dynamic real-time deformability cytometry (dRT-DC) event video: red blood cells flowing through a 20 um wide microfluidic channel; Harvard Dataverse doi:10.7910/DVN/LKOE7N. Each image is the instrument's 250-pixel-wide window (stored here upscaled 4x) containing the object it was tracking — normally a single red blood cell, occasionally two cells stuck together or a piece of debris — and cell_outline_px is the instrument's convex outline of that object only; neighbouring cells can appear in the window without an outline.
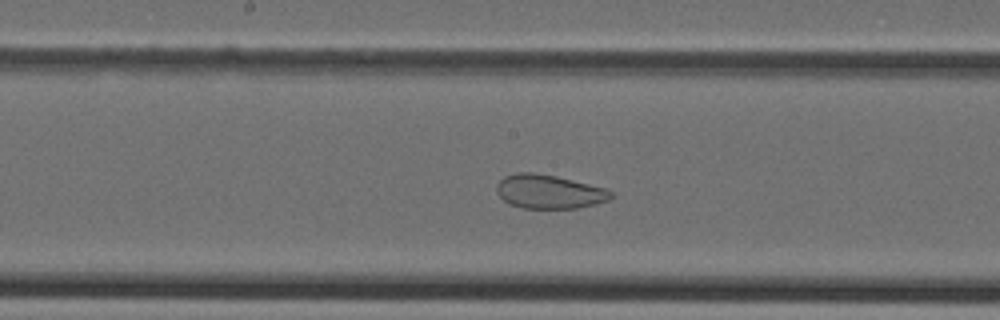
{"species": "Egyptian fruit bat (a non-hibernating species)", "species_latin": "Rousettus aegyptiacus", "temperature_condition": "cold", "stored_images_in_passage": 42, "camera_frame_rate_fps": 3000, "um_per_image_px": 0.085, "animal": {"sex": "female"}, "frame": {"image": 1, "passage_image": 20, "time_ms": 6.333, "image_size_px": [1000, 320], "cell_outline_px": [[612, 196], [608, 200], [576, 208], [520, 208], [508, 204], [496, 192], [496, 184], [504, 176], [516, 172], [532, 172], [556, 176], [604, 188], [612, 192]], "centroid_in_image_um": [46.59, 16.29], "position_along_channel_um": 201.6, "area_um2": 22.43}}
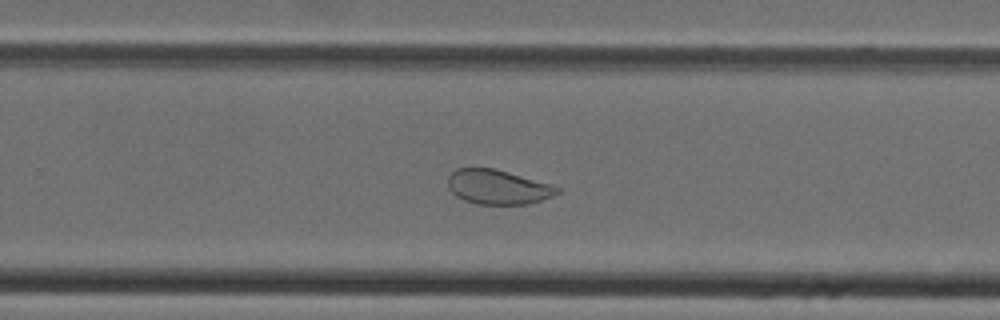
{"frame": {"image": 2, "passage_image": 26, "time_ms": 8.333, "image_size_px": [1000, 320], "cell_outline_px": [[560, 192], [552, 196], [528, 204], [476, 204], [464, 200], [456, 196], [448, 188], [448, 176], [456, 168], [496, 168], [552, 184], [560, 188]], "centroid_in_image_um": [42.31, 15.89], "position_along_channel_um": 287.5, "area_um2": 22.14}}
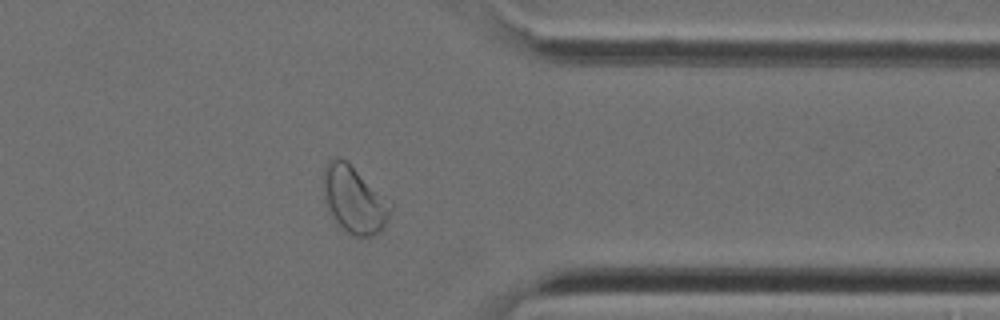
{"frame": {"image": 3, "passage_image": 33, "time_ms": 10.667, "image_size_px": [1000, 320], "cell_outline_px": [[392, 208], [380, 232], [372, 236], [348, 236], [332, 220], [328, 212], [324, 200], [324, 168], [328, 160], [336, 156], [344, 160], [392, 200]], "centroid_in_image_um": [30.09, 17.01], "position_along_channel_um": 381.3, "area_um2": 26.65}}